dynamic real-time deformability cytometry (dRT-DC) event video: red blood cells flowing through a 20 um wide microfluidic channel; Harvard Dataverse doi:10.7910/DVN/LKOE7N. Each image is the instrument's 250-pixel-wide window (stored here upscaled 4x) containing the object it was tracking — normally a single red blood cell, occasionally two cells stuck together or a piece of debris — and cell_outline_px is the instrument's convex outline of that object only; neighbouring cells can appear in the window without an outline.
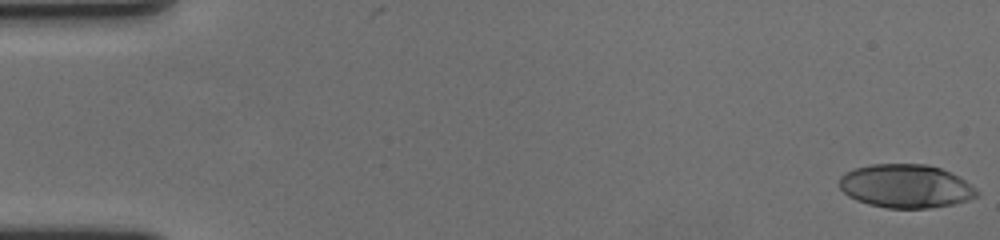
{"species": "human", "species_latin": "Homo sapiens", "temperature_condition": "cold", "stored_images_in_passage": 59, "camera_frame_rate_fps": 3000, "um_per_image_px": 0.085, "donor": {"sex": "female"}, "frame": {"image": 1, "passage_image": 1, "time_ms": 0.0, "image_size_px": [1000, 240], "cell_outline_px": [[980, 192], [976, 196], [968, 200], [952, 204], [928, 208], [884, 208], [868, 204], [856, 200], [848, 196], [840, 188], [840, 176], [844, 172], [856, 168], [872, 164], [928, 164], [940, 168], [964, 180], [976, 188]], "centroid_in_image_um": [76.97, 15.82], "position_along_channel_um": 8.0, "area_um2": 34.8}}
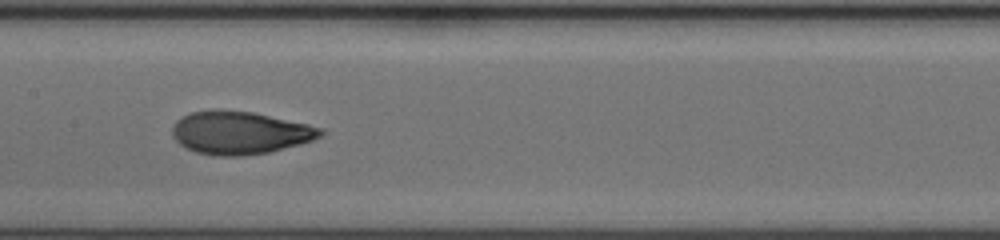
{"frame": {"image": 2, "passage_image": 30, "time_ms": 9.667, "image_size_px": [1000, 240], "cell_outline_px": [[324, 132], [320, 136], [312, 140], [300, 144], [268, 152], [244, 156], [216, 156], [196, 152], [184, 148], [172, 136], [172, 128], [176, 120], [180, 116], [192, 112], [212, 108], [220, 108], [252, 112], [308, 124], [324, 128]], "centroid_in_image_um": [20.34, 11.27], "position_along_channel_um": 187.1, "area_um2": 37.45}}
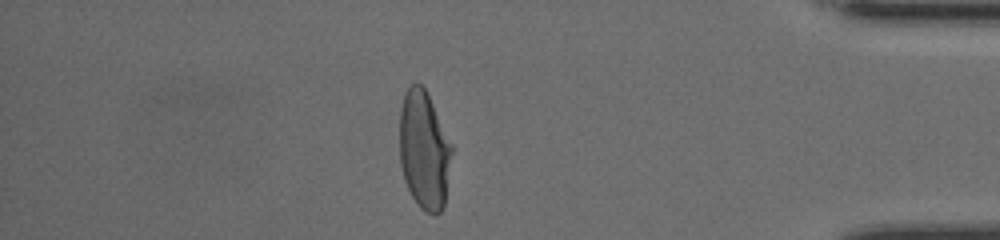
{"frame": {"image": 3, "passage_image": 51, "time_ms": 16.667, "image_size_px": [1000, 240], "cell_outline_px": [[452, 152], [444, 208], [436, 216], [432, 216], [424, 212], [416, 204], [404, 180], [400, 164], [400, 108], [404, 92], [416, 80], [424, 88], [452, 144]], "centroid_in_image_um": [36.04, 12.81], "position_along_channel_um": 399.2, "area_um2": 36.24}, "authors_computed_cell_mechanics": {"area_um2": 36.2984, "velocity_mm_per_s": 3.5529, "shape_relaxation_time_tau1_ms": 5.6533, "shape_relaxation_time_tau2_ms": 0.8993, "deformation_change_tau1": 0.2301, "deformation_change_tau2": 0.0613}}